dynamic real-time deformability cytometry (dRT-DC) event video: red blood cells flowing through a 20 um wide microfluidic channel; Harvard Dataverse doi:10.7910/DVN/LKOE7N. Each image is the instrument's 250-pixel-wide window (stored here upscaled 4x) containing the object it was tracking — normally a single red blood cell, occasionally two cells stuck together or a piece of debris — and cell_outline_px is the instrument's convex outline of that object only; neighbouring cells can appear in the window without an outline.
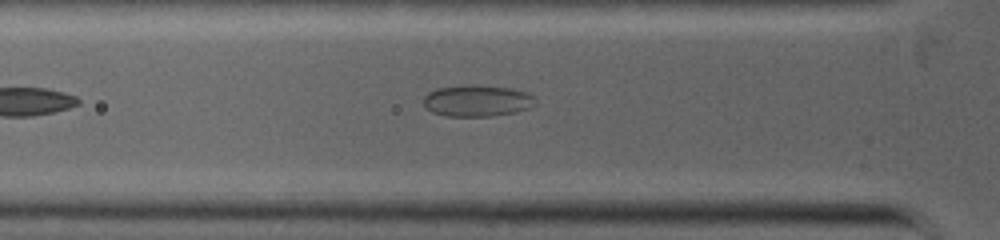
{"species": "common noctule bat (a hibernating species)", "species_latin": "Nyctalus noctula", "temperature_condition": "warm", "stored_images_in_passage": 3, "camera_frame_rate_fps": 5000, "um_per_image_px": 0.085, "animal": {"sex": "female", "body_mass_g": 19.0, "forearm_length_mm": 53.3}, "frame": {"image": 1, "passage_image": 3, "time_ms": 2.0, "image_size_px": [1000, 240], "cell_outline_px": [[536, 104], [528, 108], [516, 112], [492, 116], [444, 116], [432, 112], [424, 104], [424, 96], [428, 92], [436, 88], [464, 84], [476, 84], [512, 88], [524, 92], [532, 96], [536, 100]], "centroid_in_image_um": [40.54, 8.55], "position_along_channel_um": 85.3, "area_um2": 20.75}}